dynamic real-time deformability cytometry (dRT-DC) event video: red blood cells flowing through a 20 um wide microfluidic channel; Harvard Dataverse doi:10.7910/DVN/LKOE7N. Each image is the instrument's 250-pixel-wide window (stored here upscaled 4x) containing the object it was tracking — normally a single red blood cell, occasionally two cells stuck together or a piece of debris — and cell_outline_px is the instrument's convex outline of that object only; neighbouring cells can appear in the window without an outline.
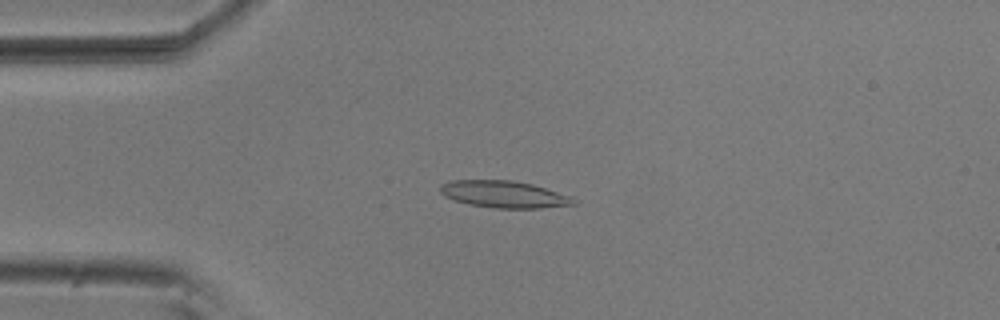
{"species": "common noctule bat (a hibernating species)", "species_latin": "Nyctalus noctula", "temperature_condition": "room temperature", "stored_images_in_passage": 4, "camera_frame_rate_fps": 3000, "um_per_image_px": 0.085, "animal": {"sex": "male", "body_mass_g": 20.5, "forearm_length_mm": 52.5}, "frame": {"image": 1, "passage_image": 2, "time_ms": 0.333, "image_size_px": [1000, 320], "cell_outline_px": [[576, 204], [540, 208], [492, 208], [468, 204], [444, 196], [440, 192], [440, 184], [452, 180], [512, 180], [532, 184], [572, 196], [576, 200]], "centroid_in_image_um": [42.84, 16.51], "position_along_channel_um": 42.2, "area_um2": 20.98}}
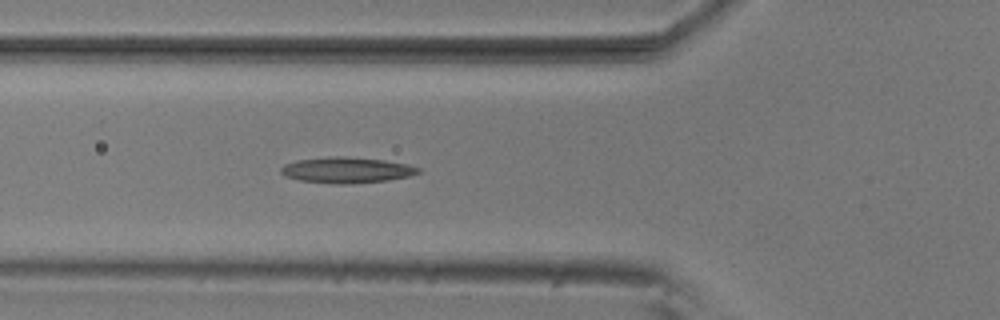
{"frame": {"image": 2, "passage_image": 4, "time_ms": 1.0, "image_size_px": [1000, 320], "cell_outline_px": [[420, 172], [412, 176], [388, 180], [352, 184], [336, 184], [300, 180], [284, 176], [280, 172], [280, 168], [284, 164], [296, 160], [328, 156], [344, 156], [384, 160], [408, 164], [420, 168]], "centroid_in_image_um": [29.46, 14.45], "position_along_channel_um": 96.3, "area_um2": 20.92}}